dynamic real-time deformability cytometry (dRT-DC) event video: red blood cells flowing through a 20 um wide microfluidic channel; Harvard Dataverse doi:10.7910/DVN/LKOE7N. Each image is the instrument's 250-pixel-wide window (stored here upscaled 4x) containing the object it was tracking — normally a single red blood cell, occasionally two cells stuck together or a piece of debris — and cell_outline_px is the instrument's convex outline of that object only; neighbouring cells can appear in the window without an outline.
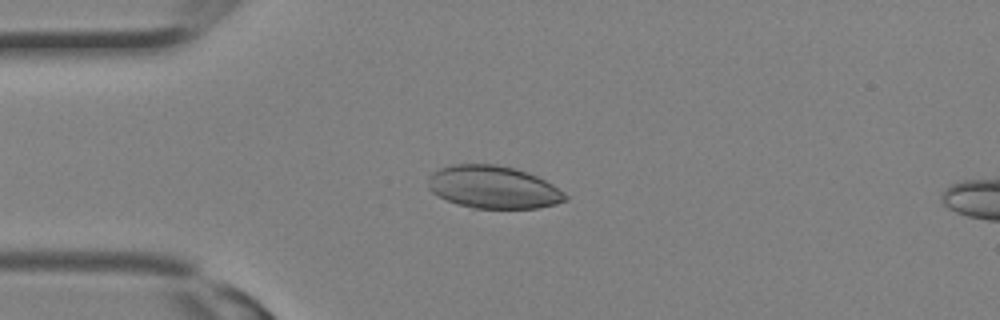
{"species": "Egyptian fruit bat (a non-hibernating species)", "species_latin": "Rousettus aegyptiacus", "temperature_condition": "room temperature", "stored_images_in_passage": 9, "camera_frame_rate_fps": 3000, "um_per_image_px": 0.085, "animal": {"sex": "female"}, "frame": {"image": 1, "passage_image": 2, "time_ms": 0.333, "image_size_px": [1000, 320], "cell_outline_px": [[568, 200], [556, 204], [536, 208], [472, 208], [456, 204], [432, 192], [428, 188], [428, 176], [432, 172], [440, 168], [452, 164], [496, 164], [516, 168], [528, 172], [552, 184], [564, 192], [568, 196]], "centroid_in_image_um": [41.93, 15.9], "position_along_channel_um": 43.1, "area_um2": 34.22}}
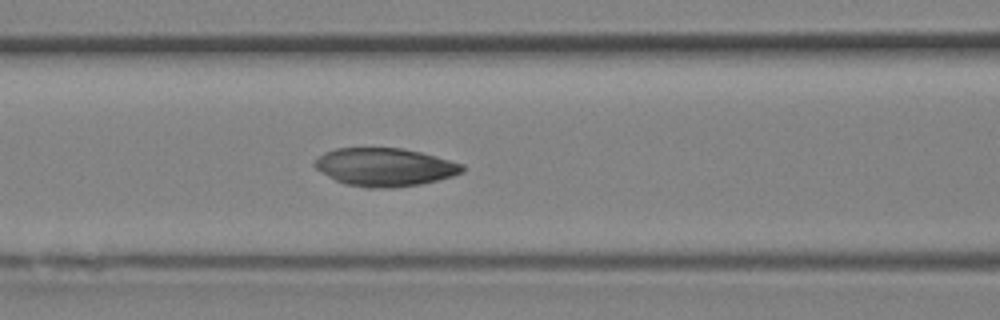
{"frame": {"image": 2, "passage_image": 7, "time_ms": 2.0, "image_size_px": [1000, 320], "cell_outline_px": [[464, 172], [452, 176], [420, 184], [388, 188], [364, 188], [344, 184], [328, 176], [316, 168], [312, 164], [324, 152], [336, 148], [400, 148], [420, 152], [436, 156], [464, 164]], "centroid_in_image_um": [32.7, 14.2], "position_along_channel_um": 133.9, "area_um2": 32.71}}
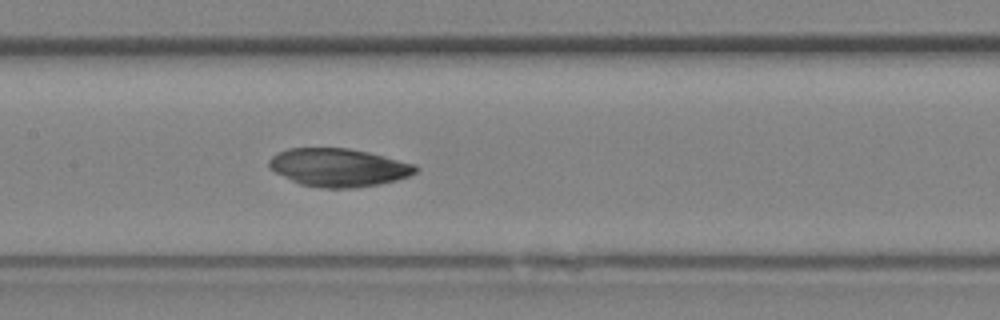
{"frame": {"image": 3, "passage_image": 9, "time_ms": 2.667, "image_size_px": [1000, 320], "cell_outline_px": [[420, 168], [416, 172], [408, 176], [396, 180], [380, 184], [356, 188], [320, 188], [300, 184], [268, 168], [268, 160], [276, 152], [288, 148], [348, 148], [368, 152], [416, 164]], "centroid_in_image_um": [28.77, 14.23], "position_along_channel_um": 178.6, "area_um2": 32.71}}